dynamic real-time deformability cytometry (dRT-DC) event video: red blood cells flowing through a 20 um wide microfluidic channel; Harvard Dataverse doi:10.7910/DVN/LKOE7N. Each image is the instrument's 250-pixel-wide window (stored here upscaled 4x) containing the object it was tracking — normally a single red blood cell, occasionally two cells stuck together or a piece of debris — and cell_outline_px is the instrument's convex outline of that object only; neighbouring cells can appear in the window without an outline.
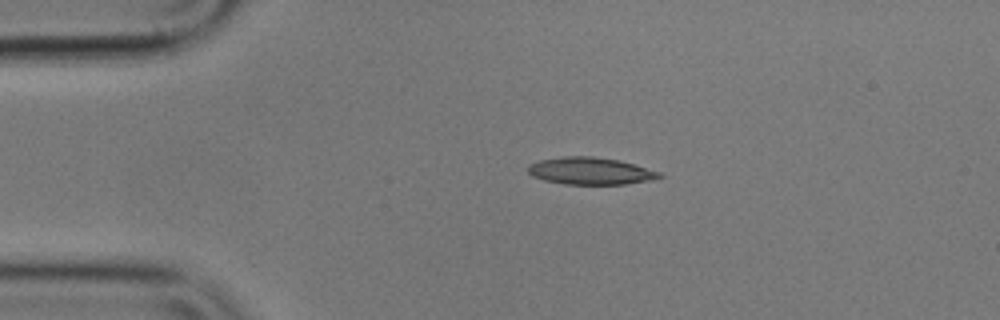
{"species": "common noctule bat (a hibernating species)", "species_latin": "Nyctalus noctula", "temperature_condition": "cold", "stored_images_in_passage": 45, "camera_frame_rate_fps": 3000, "um_per_image_px": 0.085, "animal": {"sex": "male", "body_mass_g": 17.9}, "frame": {"image": 1, "passage_image": 1, "time_ms": 0.0, "image_size_px": [1000, 320], "cell_outline_px": [[664, 176], [652, 180], [624, 184], [564, 184], [544, 180], [532, 176], [528, 172], [528, 164], [540, 160], [560, 156], [592, 156], [620, 160], [660, 172]], "centroid_in_image_um": [50.17, 14.53], "position_along_channel_um": 34.8, "area_um2": 20.87}}
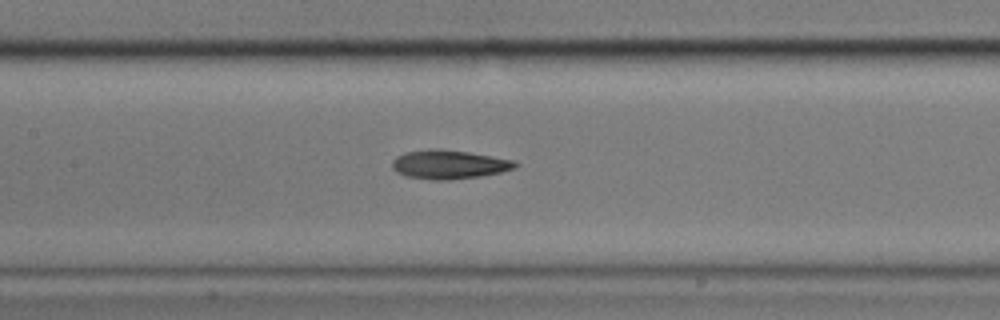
{"frame": {"image": 2, "passage_image": 15, "time_ms": 4.667, "image_size_px": [1000, 320], "cell_outline_px": [[520, 164], [516, 168], [500, 172], [480, 176], [448, 180], [432, 180], [408, 176], [396, 172], [392, 168], [392, 160], [396, 156], [404, 152], [428, 148], [436, 148], [468, 152], [516, 160]], "centroid_in_image_um": [38.17, 13.97], "position_along_channel_um": 169.2, "area_um2": 20.92}}
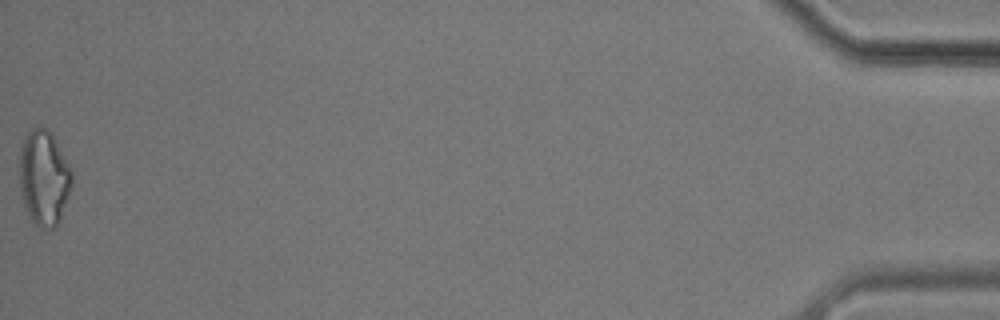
{"frame": {"image": 3, "passage_image": 45, "time_ms": 14.667, "image_size_px": [1000, 320], "cell_outline_px": [[72, 184], [60, 216], [56, 224], [52, 228], [48, 228], [36, 224], [32, 220], [24, 204], [20, 188], [20, 148], [28, 132], [32, 128], [44, 128], [52, 136], [68, 164], [72, 172]], "centroid_in_image_um": [3.72, 15.1], "position_along_channel_um": 431.5, "area_um2": 27.98}, "authors_computed_cell_mechanics": {"area_um2": 20.6346, "velocity_mm_per_s": 3.6146, "shape_relaxation_time_tau1_ms": 8.4578, "shape_relaxation_time_tau2_ms": 7.3779, "deformation_change_tau1": 0.2178, "deformation_change_tau2": 0.196}}